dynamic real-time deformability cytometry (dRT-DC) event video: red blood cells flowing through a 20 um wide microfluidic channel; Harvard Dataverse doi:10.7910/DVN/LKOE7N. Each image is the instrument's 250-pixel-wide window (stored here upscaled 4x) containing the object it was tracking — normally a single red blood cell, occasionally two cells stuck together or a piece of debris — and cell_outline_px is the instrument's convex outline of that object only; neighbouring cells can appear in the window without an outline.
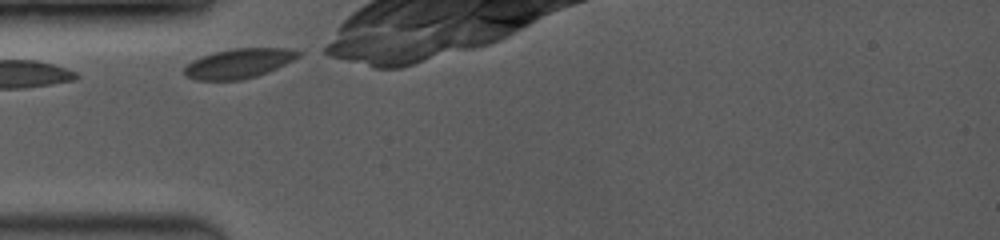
{"species": "common noctule bat (a hibernating species)", "species_latin": "Nyctalus noctula", "temperature_condition": "room temperature", "stored_images_in_passage": 9, "camera_frame_rate_fps": 3500, "um_per_image_px": 0.085, "animal": {"sex": "female", "body_mass_g": 19.0, "forearm_length_mm": 53.3}, "frame": {"image": 1, "passage_image": 1, "time_ms": 0.0, "image_size_px": [1000, 240], "cell_outline_px": [[304, 52], [300, 56], [268, 72], [256, 76], [240, 80], [196, 80], [184, 76], [184, 68], [192, 60], [200, 56], [212, 52], [236, 48], [288, 48]], "centroid_in_image_um": [20.28, 5.38], "position_along_channel_um": 64.7, "area_um2": 19.77}}
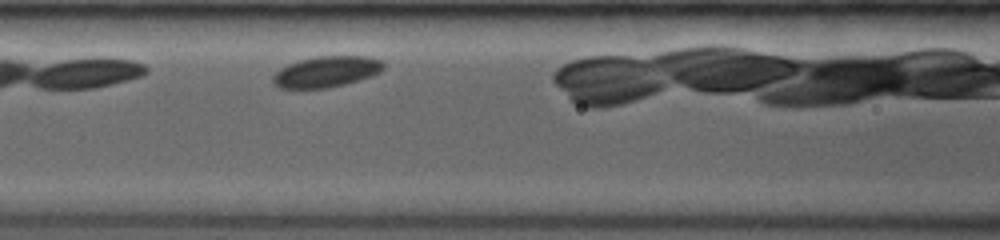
{"frame": {"image": 2, "passage_image": 4, "time_ms": 2.0, "image_size_px": [1000, 240], "cell_outline_px": [[384, 68], [380, 72], [372, 76], [360, 80], [328, 88], [280, 88], [272, 80], [272, 76], [280, 68], [288, 64], [300, 60], [316, 56], [368, 56], [384, 60]], "centroid_in_image_um": [27.79, 6.08], "position_along_channel_um": 138.8, "area_um2": 20.06}}